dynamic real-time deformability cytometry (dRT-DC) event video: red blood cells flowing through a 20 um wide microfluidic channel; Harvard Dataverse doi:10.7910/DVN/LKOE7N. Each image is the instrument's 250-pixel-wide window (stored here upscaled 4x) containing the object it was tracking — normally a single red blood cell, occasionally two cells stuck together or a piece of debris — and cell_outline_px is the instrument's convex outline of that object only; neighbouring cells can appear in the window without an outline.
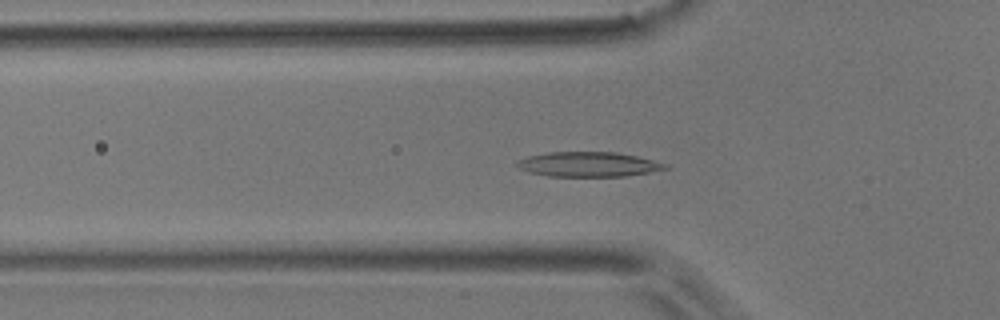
{"species": "common noctule bat (a hibernating species)", "species_latin": "Nyctalus noctula", "temperature_condition": "room temperature", "stored_images_in_passage": 51, "camera_frame_rate_fps": 3000, "um_per_image_px": 0.085, "animal": {"sex": "male", "body_mass_g": 17.9}, "frame": {"image": 1, "passage_image": 16, "time_ms": 5.0, "image_size_px": [1000, 320], "cell_outline_px": [[672, 168], [624, 176], [548, 176], [528, 172], [520, 168], [516, 164], [516, 160], [528, 156], [548, 152], [616, 152], [636, 156], [668, 164]], "centroid_in_image_um": [50.01, 13.96], "position_along_channel_um": 75.8, "area_um2": 21.39}}
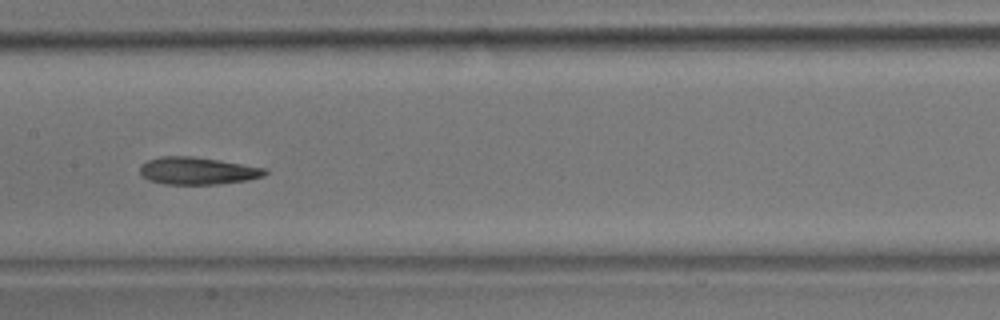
{"frame": {"image": 2, "passage_image": 25, "time_ms": 8.0, "image_size_px": [1000, 320], "cell_outline_px": [[268, 172], [264, 176], [248, 180], [216, 184], [164, 184], [148, 180], [140, 176], [140, 164], [148, 160], [160, 156], [192, 156], [220, 160], [268, 168]], "centroid_in_image_um": [16.78, 14.51], "position_along_channel_um": 190.6, "area_um2": 20.17}}
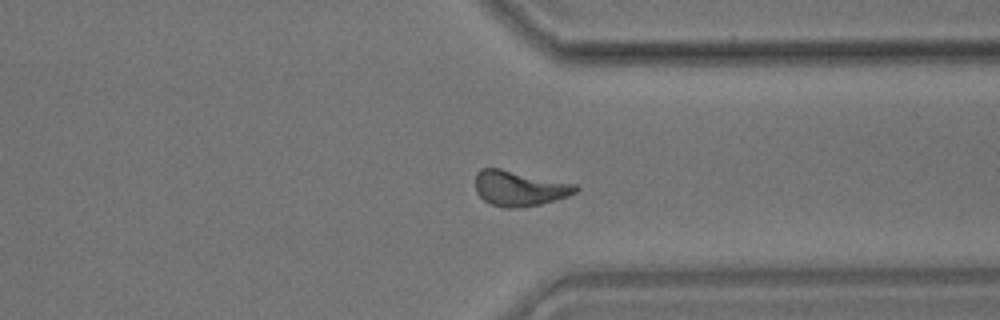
{"frame": {"image": 3, "passage_image": 39, "time_ms": 12.667, "image_size_px": [1000, 320], "cell_outline_px": [[580, 188], [576, 192], [568, 196], [556, 200], [540, 204], [520, 208], [504, 208], [492, 204], [484, 200], [476, 192], [476, 172], [480, 168], [500, 168], [576, 184]], "centroid_in_image_um": [44.15, 16.01], "position_along_channel_um": 367.2, "area_um2": 20.69}, "authors_computed_cell_mechanics": {"area_um2": 20.1722, "velocity_mm_per_s": 3.8177, "shape_relaxation_time_tau1_ms": 8.061, "shape_relaxation_time_tau2_ms": 8.3732, "deformation_change_tau1": 0.1838, "deformation_change_tau2": 0.1771}}